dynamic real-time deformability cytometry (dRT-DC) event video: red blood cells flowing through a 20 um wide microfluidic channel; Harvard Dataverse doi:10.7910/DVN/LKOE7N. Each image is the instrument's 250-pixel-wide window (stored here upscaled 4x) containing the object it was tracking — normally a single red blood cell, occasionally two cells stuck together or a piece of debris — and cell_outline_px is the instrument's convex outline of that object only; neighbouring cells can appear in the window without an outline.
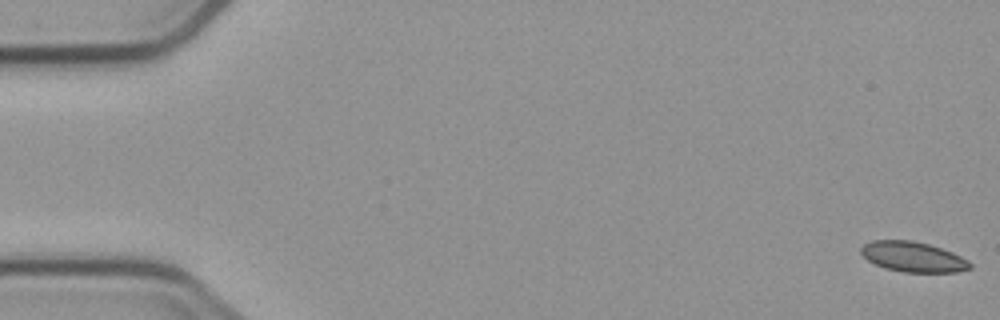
{"species": "common noctule bat (a hibernating species)", "species_latin": "Nyctalus noctula", "temperature_condition": "cold", "stored_images_in_passage": 6, "segment_of_instrument_passage": [1, 2], "camera_frame_rate_fps": 3000, "um_per_image_px": 0.085, "animal": {"sex": "male", "body_mass_g": 23.1, "forearm_length_mm": 52.7}, "frame": {"image": 1, "passage_image": 1, "time_ms": 0.0, "image_size_px": [1000, 320], "cell_outline_px": [[972, 268], [956, 272], [904, 272], [884, 268], [868, 260], [860, 252], [860, 248], [864, 244], [872, 240], [912, 240], [928, 244], [952, 252], [968, 260], [972, 264]], "centroid_in_image_um": [77.61, 21.83], "position_along_channel_um": 7.4, "area_um2": 19.13}}